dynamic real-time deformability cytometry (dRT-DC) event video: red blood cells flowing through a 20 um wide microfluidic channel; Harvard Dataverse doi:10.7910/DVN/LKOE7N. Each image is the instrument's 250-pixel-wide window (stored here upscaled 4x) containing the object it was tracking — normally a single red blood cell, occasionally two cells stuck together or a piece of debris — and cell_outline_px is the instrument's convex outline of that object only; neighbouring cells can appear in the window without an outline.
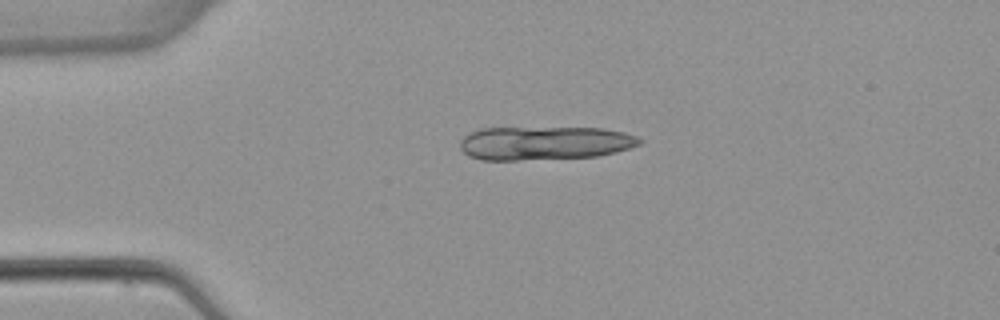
{"species": "common noctule bat (a hibernating species)", "species_latin": "Nyctalus noctula", "temperature_condition": "warm", "stored_images_in_passage": 3, "camera_frame_rate_fps": 3000, "um_per_image_px": 0.085, "animal": {"sex": "female", "body_mass_g": 22.7, "forearm_length_mm": 54.2}, "frame": {"image": 1, "passage_image": 2, "time_ms": 1.667, "image_size_px": [1000, 320], "cell_outline_px": [[644, 140], [640, 144], [616, 152], [596, 156], [516, 160], [480, 160], [468, 156], [460, 148], [460, 140], [464, 136], [480, 128], [604, 128], [624, 132], [636, 136]], "centroid_in_image_um": [46.27, 12.16], "position_along_channel_um": 38.7, "area_um2": 35.14}}